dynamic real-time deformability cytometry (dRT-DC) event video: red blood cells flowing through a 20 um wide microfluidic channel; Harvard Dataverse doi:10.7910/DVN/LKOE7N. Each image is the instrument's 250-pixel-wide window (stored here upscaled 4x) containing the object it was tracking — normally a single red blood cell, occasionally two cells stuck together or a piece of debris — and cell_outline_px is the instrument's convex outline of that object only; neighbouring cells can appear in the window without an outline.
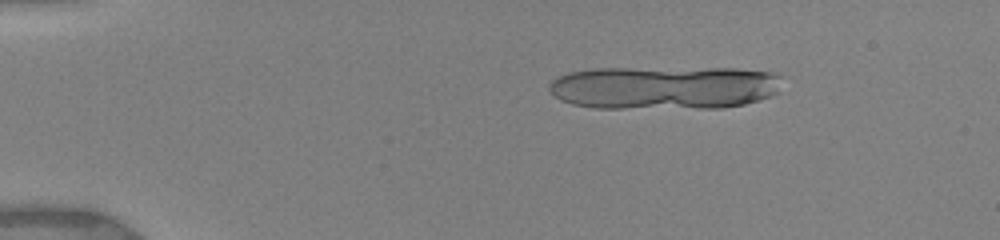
{"species": "human", "species_latin": "Homo sapiens", "temperature_condition": "warm", "stored_images_in_passage": 9, "camera_frame_rate_fps": 3000, "um_per_image_px": 0.085, "donor": {"sex": "female"}, "frame": {"image": 1, "passage_image": 4, "time_ms": 2.0, "image_size_px": [1000, 240], "cell_outline_px": [[780, 76], [776, 92], [772, 96], [744, 104], [724, 108], [596, 108], [572, 104], [560, 100], [548, 88], [548, 84], [556, 76], [568, 72], [596, 68], [736, 68], [772, 72]], "centroid_in_image_um": [56.43, 7.44], "position_along_channel_um": 28.6, "area_um2": 59.48}}